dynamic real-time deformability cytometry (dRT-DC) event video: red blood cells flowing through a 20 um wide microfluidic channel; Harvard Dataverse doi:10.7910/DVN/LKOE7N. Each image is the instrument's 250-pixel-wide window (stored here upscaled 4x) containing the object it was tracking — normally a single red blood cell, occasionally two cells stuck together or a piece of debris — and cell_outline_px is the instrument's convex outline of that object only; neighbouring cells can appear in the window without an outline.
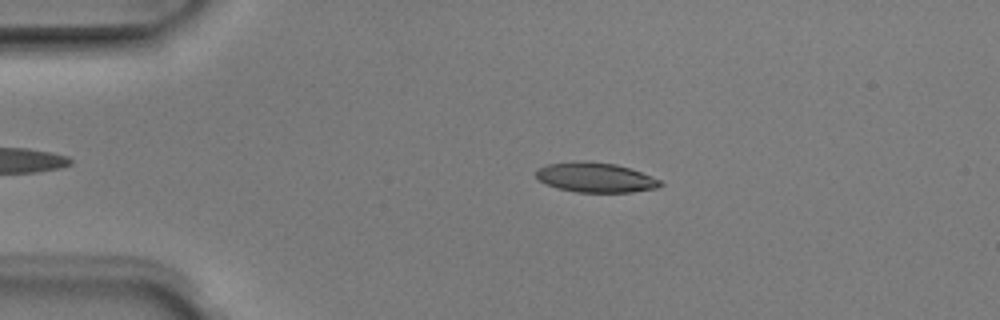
{"species": "Egyptian fruit bat (a non-hibernating species)", "species_latin": "Rousettus aegyptiacus", "temperature_condition": "room temperature", "stored_images_in_passage": 4, "camera_frame_rate_fps": 3000, "um_per_image_px": 0.085, "animal": {"sex": "male"}, "frame": {"image": 1, "passage_image": 3, "time_ms": 0.667, "image_size_px": [1000, 320], "cell_outline_px": [[664, 184], [656, 188], [632, 192], [576, 192], [556, 188], [540, 180], [536, 176], [536, 168], [548, 164], [576, 160], [588, 160], [616, 164], [640, 172], [660, 180]], "centroid_in_image_um": [50.58, 15.07], "position_along_channel_um": 34.4, "area_um2": 21.62}}